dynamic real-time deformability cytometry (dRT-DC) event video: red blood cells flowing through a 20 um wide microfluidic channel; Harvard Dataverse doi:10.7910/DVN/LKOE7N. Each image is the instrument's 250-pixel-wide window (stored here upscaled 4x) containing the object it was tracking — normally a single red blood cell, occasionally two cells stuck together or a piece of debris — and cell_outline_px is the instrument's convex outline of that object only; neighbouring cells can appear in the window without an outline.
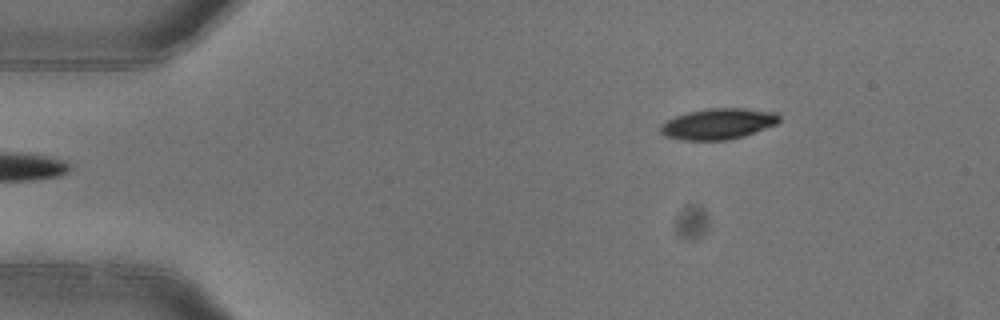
{"species": "common noctule bat (a hibernating species)", "species_latin": "Nyctalus noctula", "temperature_condition": "warm", "stored_images_in_passage": 3, "camera_frame_rate_fps": 3000, "um_per_image_px": 0.085, "animal": {"sex": "female"}, "frame": {"image": 1, "passage_image": 3, "time_ms": 0.667, "image_size_px": [1000, 320], "cell_outline_px": [[780, 120], [776, 124], [744, 136], [732, 140], [680, 140], [664, 136], [660, 132], [660, 128], [668, 120], [676, 116], [688, 112], [708, 108], [744, 108], [776, 112], [780, 116]], "centroid_in_image_um": [61.06, 10.53], "position_along_channel_um": 23.9, "area_um2": 21.39}}